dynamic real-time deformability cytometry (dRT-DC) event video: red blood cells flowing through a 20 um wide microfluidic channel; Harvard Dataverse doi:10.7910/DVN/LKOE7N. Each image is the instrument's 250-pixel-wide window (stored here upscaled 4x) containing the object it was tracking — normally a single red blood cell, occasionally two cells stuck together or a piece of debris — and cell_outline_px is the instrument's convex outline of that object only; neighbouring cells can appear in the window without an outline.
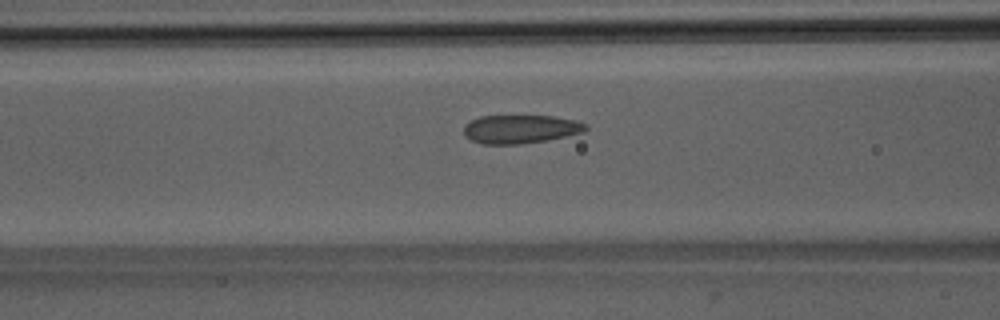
{"species": "Egyptian fruit bat (a non-hibernating species)", "species_latin": "Rousettus aegyptiacus", "temperature_condition": "room temperature", "stored_images_in_passage": 38, "camera_frame_rate_fps": 3000, "um_per_image_px": 0.085, "animal": {"sex": "male"}, "frame": {"image": 1, "passage_image": 8, "time_ms": 2.333, "image_size_px": [1000, 320], "cell_outline_px": [[588, 128], [584, 132], [548, 140], [520, 144], [480, 144], [472, 140], [464, 132], [464, 124], [480, 116], [552, 116], [576, 120], [588, 124]], "centroid_in_image_um": [44.28, 10.97], "position_along_channel_um": 122.3, "area_um2": 20.29}}
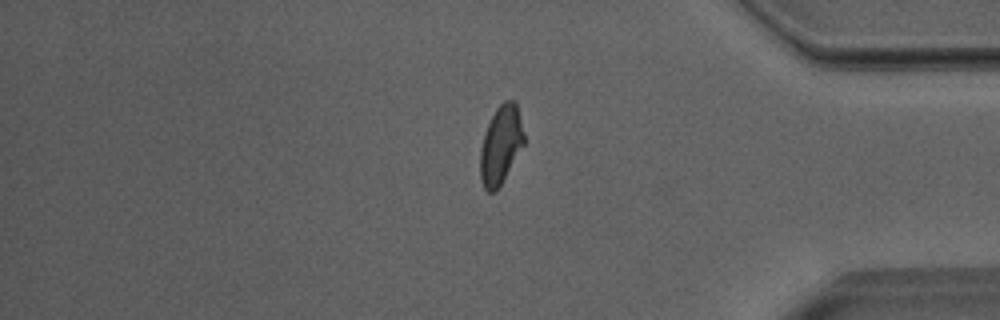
{"frame": {"image": 2, "passage_image": 30, "time_ms": 9.667, "image_size_px": [1000, 320], "cell_outline_px": [[524, 144], [496, 192], [488, 192], [484, 188], [480, 180], [480, 148], [484, 132], [496, 108], [504, 100], [516, 100], [524, 136]], "centroid_in_image_um": [42.55, 12.31], "position_along_channel_um": 392.7, "area_um2": 19.94}}
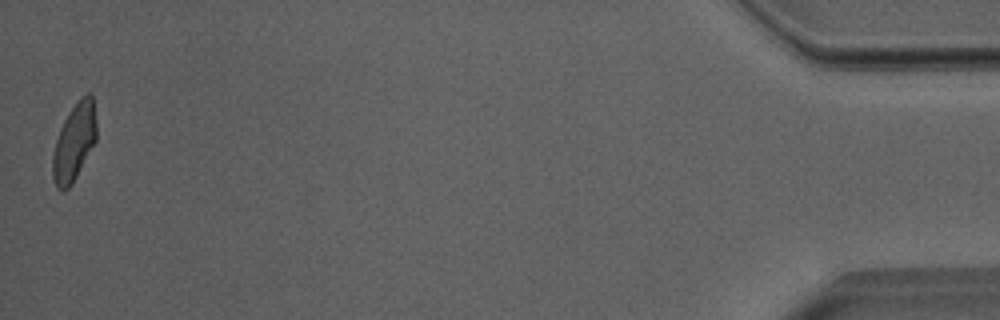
{"frame": {"image": 3, "passage_image": 38, "time_ms": 12.333, "image_size_px": [1000, 320], "cell_outline_px": [[96, 140], [72, 184], [64, 192], [56, 188], [52, 176], [52, 156], [56, 140], [60, 128], [64, 120], [80, 96], [88, 92], [92, 96], [96, 120]], "centroid_in_image_um": [6.29, 12.1], "position_along_channel_um": 428.9, "area_um2": 19.71}, "authors_computed_cell_mechanics": {"area_um2": 20.1433, "velocity_mm_per_s": 4.0013, "shape_relaxation_time_tau1_ms": 5.6591, "shape_relaxation_time_tau2_ms": 1.0882, "deformation_change_tau1": 0.137, "deformation_change_tau2": 0.046}}